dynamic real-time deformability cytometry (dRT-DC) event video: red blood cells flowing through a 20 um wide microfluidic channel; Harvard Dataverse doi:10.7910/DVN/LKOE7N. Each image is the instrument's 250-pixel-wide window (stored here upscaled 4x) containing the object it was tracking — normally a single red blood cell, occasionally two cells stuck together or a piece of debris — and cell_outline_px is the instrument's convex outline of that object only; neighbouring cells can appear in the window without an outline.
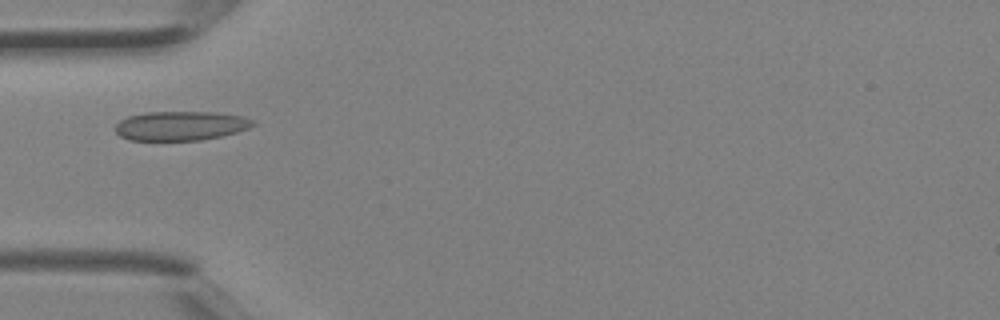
{"species": "Egyptian fruit bat (a non-hibernating species)", "species_latin": "Rousettus aegyptiacus", "temperature_condition": "room temperature", "stored_images_in_passage": 2, "camera_frame_rate_fps": 3000, "um_per_image_px": 0.085, "animal": {"sex": "female"}, "frame": {"image": 1, "passage_image": 2, "time_ms": 0.333, "image_size_px": [1000, 320], "cell_outline_px": [[256, 124], [248, 128], [236, 132], [220, 136], [200, 140], [132, 140], [120, 136], [116, 132], [116, 124], [120, 120], [128, 116], [144, 112], [216, 112], [244, 116], [252, 120]], "centroid_in_image_um": [15.36, 10.68], "position_along_channel_um": 69.6, "area_um2": 23.41}}